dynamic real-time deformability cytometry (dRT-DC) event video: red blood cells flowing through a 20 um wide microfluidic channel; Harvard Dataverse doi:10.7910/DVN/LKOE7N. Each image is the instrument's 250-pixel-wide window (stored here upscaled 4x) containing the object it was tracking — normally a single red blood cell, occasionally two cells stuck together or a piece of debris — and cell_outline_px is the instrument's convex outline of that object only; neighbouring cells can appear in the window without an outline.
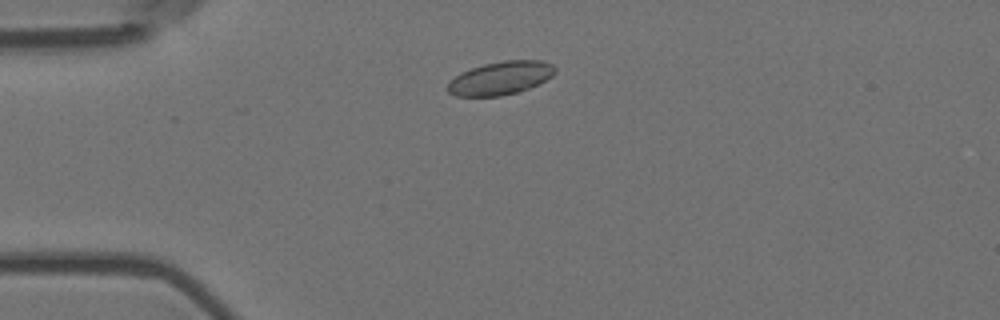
{"species": "Egyptian fruit bat (a non-hibernating species)", "species_latin": "Rousettus aegyptiacus", "temperature_condition": "room temperature", "stored_images_in_passage": 19, "camera_frame_rate_fps": 3000, "um_per_image_px": 0.085, "animal": {"sex": "female"}, "frame": {"image": 1, "passage_image": 8, "time_ms": 2.333, "image_size_px": [1000, 320], "cell_outline_px": [[556, 72], [552, 76], [540, 84], [516, 92], [500, 96], [456, 96], [448, 92], [444, 88], [460, 72], [484, 64], [504, 60], [540, 60], [552, 64], [556, 68]], "centroid_in_image_um": [42.55, 6.63], "position_along_channel_um": 42.5, "area_um2": 20.87}}
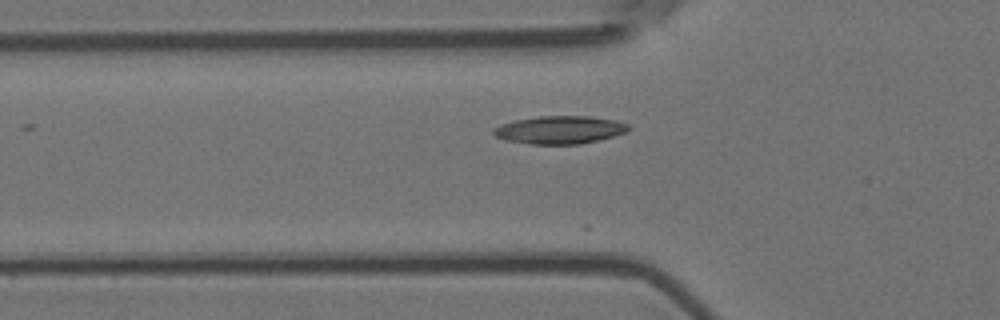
{"frame": {"image": 2, "passage_image": 13, "time_ms": 4.0, "image_size_px": [1000, 320], "cell_outline_px": [[632, 128], [624, 132], [600, 140], [580, 144], [532, 144], [508, 140], [496, 136], [492, 132], [500, 124], [516, 120], [540, 116], [588, 116], [616, 120], [632, 124]], "centroid_in_image_um": [47.65, 11.03], "position_along_channel_um": 78.2, "area_um2": 21.85}}
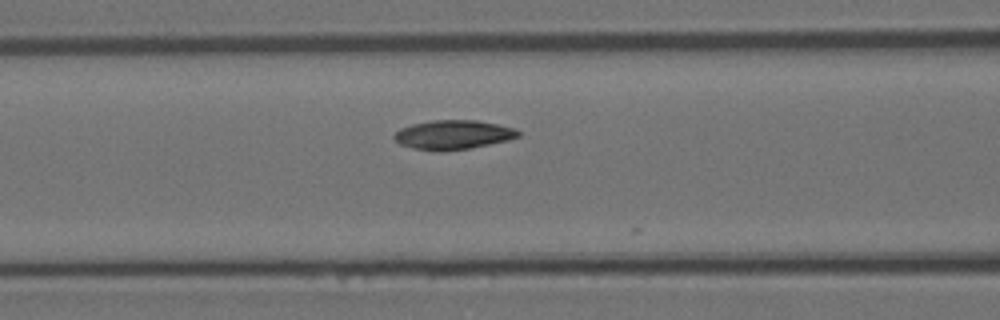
{"frame": {"image": 3, "passage_image": 17, "time_ms": 5.333, "image_size_px": [1000, 320], "cell_outline_px": [[520, 136], [508, 140], [472, 148], [440, 152], [412, 148], [400, 144], [392, 136], [400, 128], [412, 124], [432, 120], [476, 120], [516, 128], [520, 132]], "centroid_in_image_um": [38.52, 11.46], "position_along_channel_um": 128.1, "area_um2": 21.27}}